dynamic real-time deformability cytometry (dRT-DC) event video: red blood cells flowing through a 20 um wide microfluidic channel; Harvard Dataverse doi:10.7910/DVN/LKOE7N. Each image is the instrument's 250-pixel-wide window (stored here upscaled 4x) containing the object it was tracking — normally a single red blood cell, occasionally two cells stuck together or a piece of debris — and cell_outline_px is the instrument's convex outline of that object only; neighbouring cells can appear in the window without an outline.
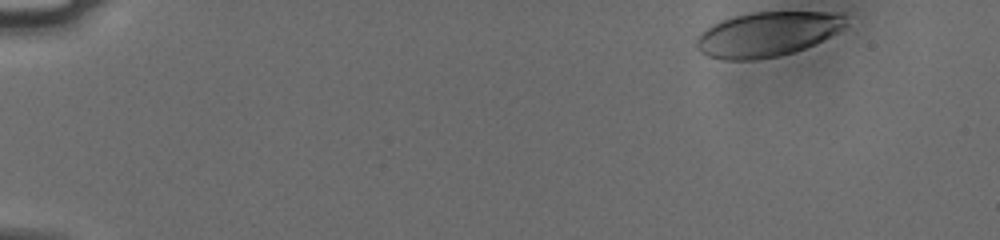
{"species": "human", "species_latin": "Homo sapiens", "temperature_condition": "cold", "stored_images_in_passage": 51, "camera_frame_rate_fps": 3000, "um_per_image_px": 0.085, "donor": {"sex": "male"}, "frame": {"image": 1, "passage_image": 1, "time_ms": 0.0, "image_size_px": [1000, 240], "cell_outline_px": [[844, 24], [836, 32], [816, 44], [792, 52], [776, 56], [756, 60], [724, 60], [708, 56], [700, 52], [696, 48], [696, 36], [704, 28], [720, 20], [752, 12], [840, 12], [844, 16]], "centroid_in_image_um": [65.14, 2.91], "position_along_channel_um": 19.9, "area_um2": 38.84}}
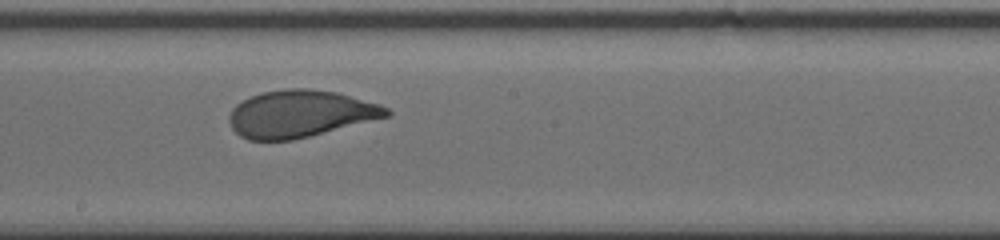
{"frame": {"image": 2, "passage_image": 28, "time_ms": 9.0, "image_size_px": [1000, 240], "cell_outline_px": [[392, 112], [388, 116], [292, 140], [248, 140], [240, 136], [232, 128], [228, 120], [228, 116], [232, 108], [236, 104], [252, 96], [264, 92], [288, 88], [308, 88], [336, 92], [380, 104], [388, 108]], "centroid_in_image_um": [25.48, 9.67], "position_along_channel_um": 222.7, "area_um2": 42.77}}
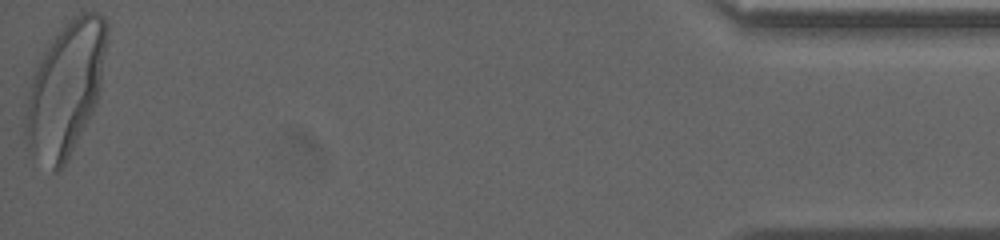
{"frame": {"image": 3, "passage_image": 51, "time_ms": 16.667, "image_size_px": [1000, 240], "cell_outline_px": [[108, 40], [100, 88], [92, 112], [68, 160], [56, 172], [52, 172], [28, 152], [24, 132], [24, 128], [28, 100], [32, 76], [48, 44], [56, 32], [72, 16], [80, 12], [100, 12], [104, 16], [108, 24]], "centroid_in_image_um": [5.58, 7.53], "position_along_channel_um": 429.6, "area_um2": 63.35}, "authors_computed_cell_mechanics": {"area_um2": 43.4078, "velocity_mm_per_s": 3.765, "shape_relaxation_time_tau1_ms": 3.5568, "shape_relaxation_time_tau2_ms": null, "deformation_change_tau1": 0.1433, "deformation_change_tau2": null}}